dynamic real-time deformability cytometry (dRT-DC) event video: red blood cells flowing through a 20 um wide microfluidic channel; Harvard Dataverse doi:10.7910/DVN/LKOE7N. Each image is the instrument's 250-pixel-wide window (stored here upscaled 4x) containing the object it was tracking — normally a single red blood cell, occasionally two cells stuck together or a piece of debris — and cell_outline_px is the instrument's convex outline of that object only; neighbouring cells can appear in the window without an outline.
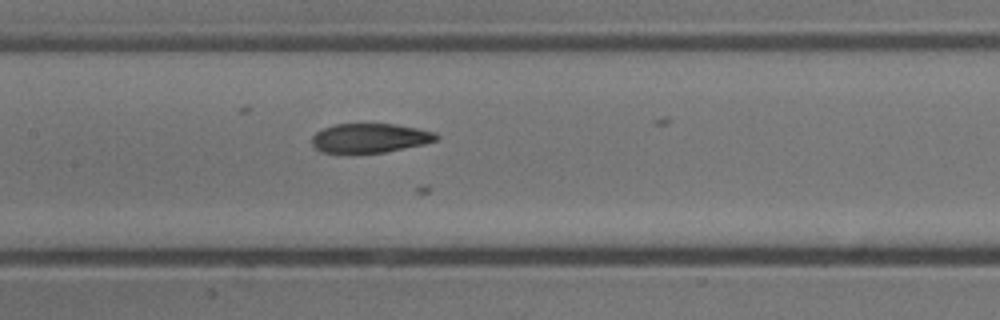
{"species": "common noctule bat (a hibernating species)", "species_latin": "Nyctalus noctula", "temperature_condition": "cold", "stored_images_in_passage": 25, "camera_frame_rate_fps": 3000, "um_per_image_px": 0.085, "animal": {"sex": "male", "body_mass_g": 13.3}, "frame": {"image": 1, "passage_image": 11, "time_ms": 3.333, "image_size_px": [1000, 320], "cell_outline_px": [[440, 136], [436, 140], [424, 144], [384, 152], [320, 152], [312, 144], [312, 136], [316, 132], [324, 128], [336, 124], [396, 124], [436, 132]], "centroid_in_image_um": [31.46, 11.72], "position_along_channel_um": 175.9, "area_um2": 20.98}}
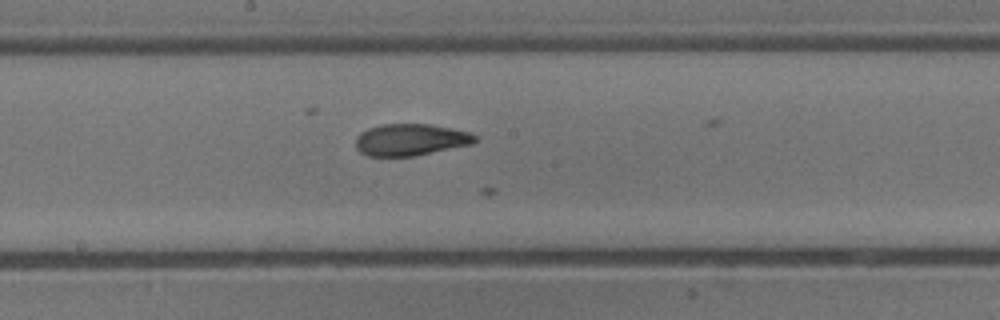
{"frame": {"image": 2, "passage_image": 14, "time_ms": 4.333, "image_size_px": [1000, 320], "cell_outline_px": [[476, 140], [472, 144], [412, 156], [368, 156], [360, 152], [356, 148], [356, 136], [360, 132], [368, 128], [380, 124], [432, 124], [452, 128], [468, 132], [476, 136]], "centroid_in_image_um": [34.86, 11.86], "position_along_channel_um": 213.3, "area_um2": 22.08}}
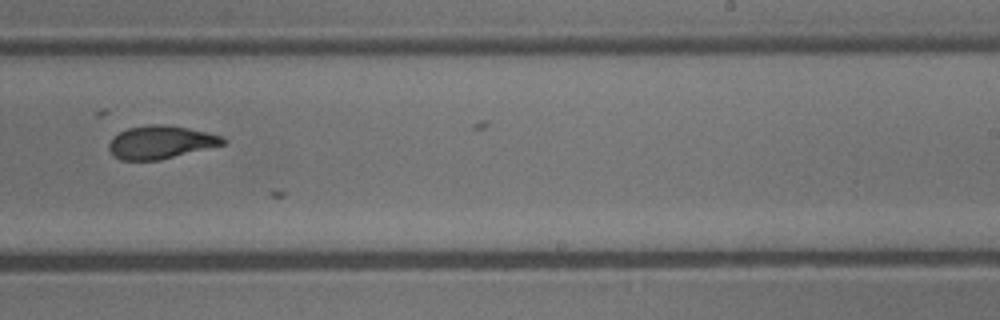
{"frame": {"image": 3, "passage_image": 19, "time_ms": 6.0, "image_size_px": [1000, 320], "cell_outline_px": [[228, 140], [224, 144], [160, 160], [120, 160], [108, 148], [108, 144], [112, 136], [128, 128], [148, 124], [168, 124], [208, 132], [224, 136]], "centroid_in_image_um": [13.67, 12.07], "position_along_channel_um": 275.3, "area_um2": 22.08}}